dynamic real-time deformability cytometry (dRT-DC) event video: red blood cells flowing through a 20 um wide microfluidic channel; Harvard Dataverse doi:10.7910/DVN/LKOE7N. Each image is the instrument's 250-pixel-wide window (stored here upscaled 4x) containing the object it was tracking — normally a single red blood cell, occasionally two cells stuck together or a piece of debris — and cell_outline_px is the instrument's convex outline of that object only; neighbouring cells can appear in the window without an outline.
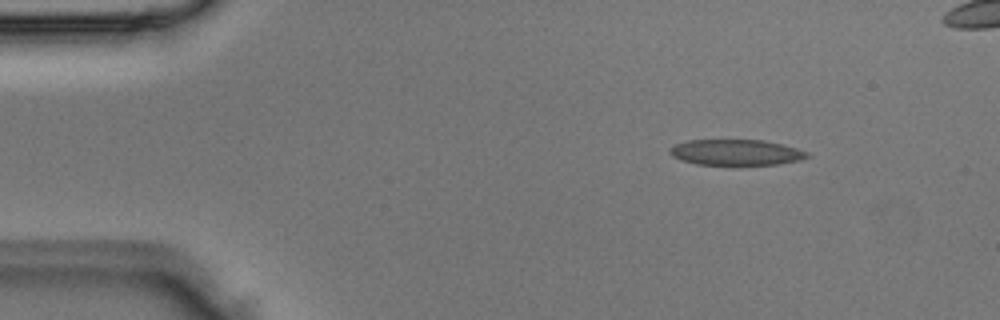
{"species": "Egyptian fruit bat (a non-hibernating species)", "species_latin": "Rousettus aegyptiacus", "temperature_condition": "room temperature", "stored_images_in_passage": 3, "camera_frame_rate_fps": 3000, "um_per_image_px": 0.085, "animal": {"sex": "male"}, "frame": {"image": 1, "passage_image": 1, "time_ms": 0.0, "image_size_px": [1000, 320], "cell_outline_px": [[812, 156], [800, 160], [780, 164], [696, 164], [680, 160], [672, 156], [668, 152], [676, 144], [688, 140], [764, 140], [796, 148], [808, 152]], "centroid_in_image_um": [62.58, 12.95], "position_along_channel_um": 22.4, "area_um2": 20.46}}